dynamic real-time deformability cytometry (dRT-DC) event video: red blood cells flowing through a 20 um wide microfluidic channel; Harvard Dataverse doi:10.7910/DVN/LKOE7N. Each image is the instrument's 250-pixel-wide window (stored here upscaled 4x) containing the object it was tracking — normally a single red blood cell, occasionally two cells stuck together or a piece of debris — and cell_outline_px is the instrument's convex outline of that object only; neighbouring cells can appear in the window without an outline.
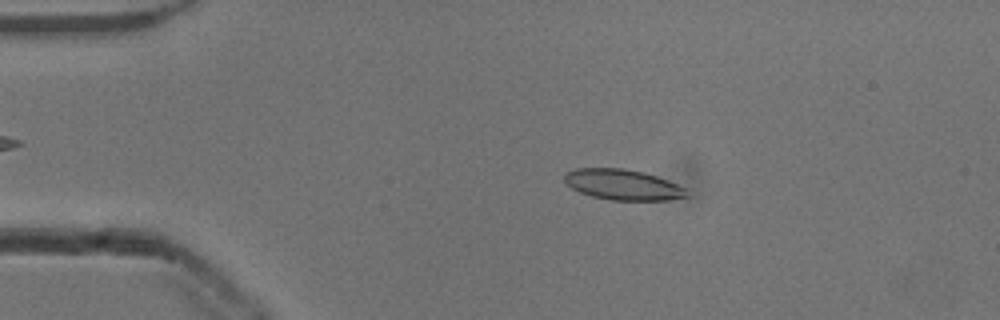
{"species": "common noctule bat (a hibernating species)", "species_latin": "Nyctalus noctula", "temperature_condition": "cold", "stored_images_in_passage": 53, "camera_frame_rate_fps": 3000, "um_per_image_px": 0.085, "animal": {"sex": "male", "body_mass_g": 13.3}, "frame": {"image": 1, "passage_image": 10, "time_ms": 3.0, "image_size_px": [1000, 320], "cell_outline_px": [[688, 196], [668, 200], [608, 200], [592, 196], [580, 192], [572, 188], [564, 180], [564, 172], [576, 168], [624, 168], [644, 172], [668, 180], [684, 188]], "centroid_in_image_um": [52.9, 15.69], "position_along_channel_um": 32.1, "area_um2": 21.73}}
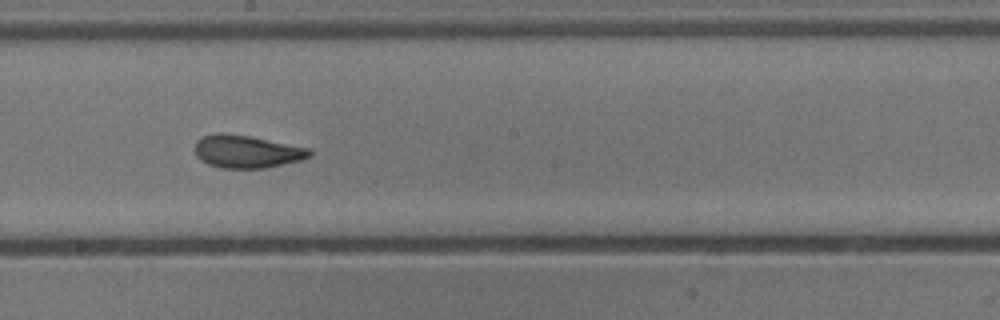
{"frame": {"image": 2, "passage_image": 29, "time_ms": 9.333, "image_size_px": [1000, 320], "cell_outline_px": [[312, 156], [300, 160], [264, 168], [220, 168], [208, 164], [200, 160], [196, 156], [192, 148], [196, 140], [204, 136], [216, 132], [224, 132], [252, 136], [312, 148]], "centroid_in_image_um": [20.95, 12.86], "position_along_channel_um": 227.3, "area_um2": 22.43}}
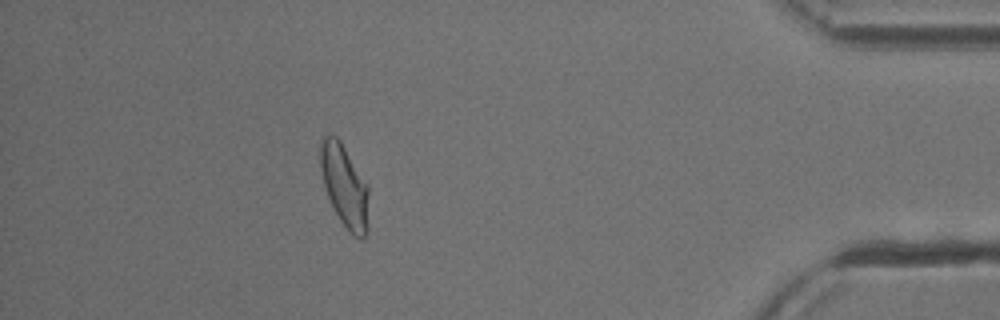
{"frame": {"image": 3, "passage_image": 47, "time_ms": 15.333, "image_size_px": [1000, 320], "cell_outline_px": [[368, 228], [364, 236], [360, 240], [340, 220], [328, 196], [324, 184], [320, 168], [320, 140], [328, 132], [336, 136], [340, 140], [368, 184]], "centroid_in_image_um": [29.29, 15.73], "position_along_channel_um": 405.9, "area_um2": 23.06}, "authors_computed_cell_mechanics": {"area_um2": 22.0796, "velocity_mm_per_s": 3.8518, "shape_relaxation_time_tau1_ms": 3.9848, "shape_relaxation_time_tau2_ms": 1.4241, "deformation_change_tau1": 0.129, "deformation_change_tau2": 0.0718}}